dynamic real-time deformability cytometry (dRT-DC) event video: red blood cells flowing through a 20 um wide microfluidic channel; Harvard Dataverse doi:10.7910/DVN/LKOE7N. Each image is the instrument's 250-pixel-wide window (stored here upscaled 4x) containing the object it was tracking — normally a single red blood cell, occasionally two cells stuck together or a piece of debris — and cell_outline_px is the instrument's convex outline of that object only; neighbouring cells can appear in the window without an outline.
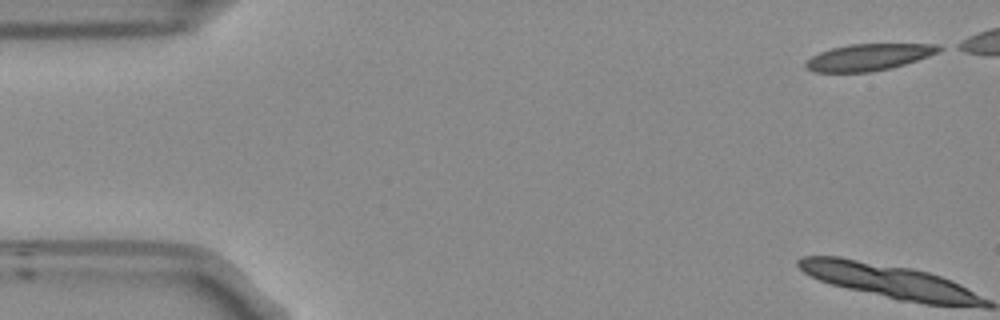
{"species": "Egyptian fruit bat (a non-hibernating species)", "species_latin": "Rousettus aegyptiacus", "temperature_condition": "room temperature", "stored_images_in_passage": 14, "camera_frame_rate_fps": 3000, "um_per_image_px": 0.085, "frame": {"image": 1, "passage_image": 1, "time_ms": 0.0, "image_size_px": [1000, 320], "cell_outline_px": [[944, 48], [928, 56], [904, 64], [888, 68], [868, 72], [812, 72], [804, 64], [812, 56], [820, 52], [832, 48], [848, 44], [940, 44]], "centroid_in_image_um": [73.82, 4.85], "position_along_channel_um": 11.2, "area_um2": 20.4}}